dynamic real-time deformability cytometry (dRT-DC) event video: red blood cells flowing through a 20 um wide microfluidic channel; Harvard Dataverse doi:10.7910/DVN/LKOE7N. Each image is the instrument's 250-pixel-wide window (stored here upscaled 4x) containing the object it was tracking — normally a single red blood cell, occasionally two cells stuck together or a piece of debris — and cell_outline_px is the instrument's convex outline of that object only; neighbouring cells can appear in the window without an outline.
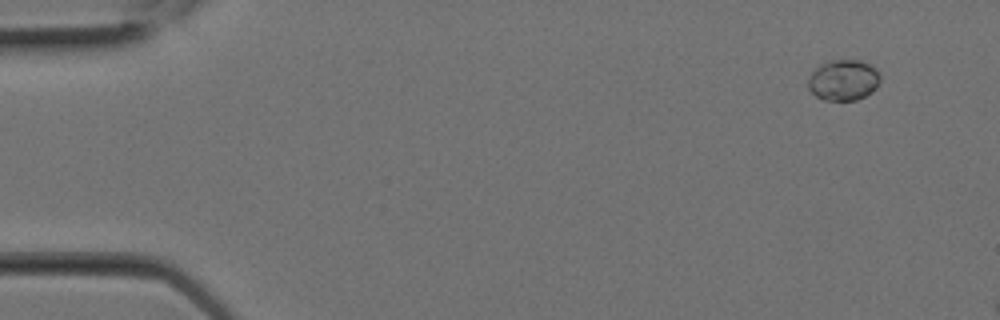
{"species": "Egyptian fruit bat (a non-hibernating species)", "species_latin": "Rousettus aegyptiacus", "temperature_condition": "room temperature", "stored_images_in_passage": 3, "camera_frame_rate_fps": 3000, "um_per_image_px": 0.085, "animal": {"sex": "female"}, "frame": {"image": 1, "passage_image": 1, "time_ms": 0.0, "image_size_px": [1000, 320], "cell_outline_px": [[880, 80], [876, 88], [872, 92], [856, 100], [824, 100], [816, 96], [808, 88], [808, 76], [820, 64], [832, 60], [860, 60], [868, 64], [880, 72]], "centroid_in_image_um": [71.69, 6.81], "position_along_channel_um": 13.3, "area_um2": 17.17}}